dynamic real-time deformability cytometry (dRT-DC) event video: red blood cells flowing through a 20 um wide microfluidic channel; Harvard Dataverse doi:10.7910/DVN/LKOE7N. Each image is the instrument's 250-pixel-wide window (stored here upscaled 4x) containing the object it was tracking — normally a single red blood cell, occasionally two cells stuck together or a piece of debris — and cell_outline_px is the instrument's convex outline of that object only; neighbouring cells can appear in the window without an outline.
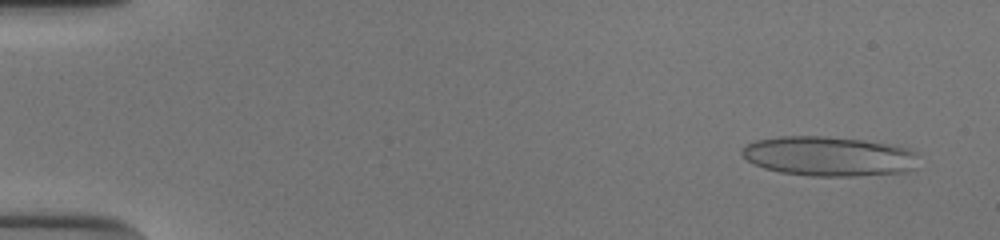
{"species": "human", "species_latin": "Homo sapiens", "temperature_condition": "cold", "stored_images_in_passage": 54, "camera_frame_rate_fps": 3000, "um_per_image_px": 0.085, "donor": {"sex": "male"}, "frame": {"image": 1, "passage_image": 4, "time_ms": 1.0, "image_size_px": [1000, 240], "cell_outline_px": [[916, 152], [912, 168], [904, 172], [852, 176], [812, 176], [780, 172], [764, 168], [752, 164], [740, 152], [748, 144], [756, 140], [780, 136], [824, 136], [864, 140], [904, 148]], "centroid_in_image_um": [70.36, 13.28], "position_along_channel_um": 14.6, "area_um2": 40.23}}
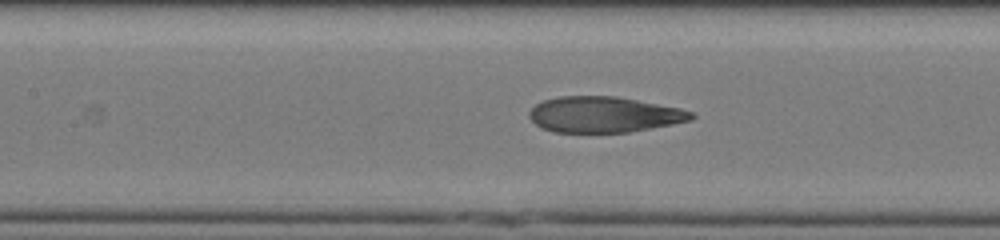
{"frame": {"image": 2, "passage_image": 26, "time_ms": 8.333, "image_size_px": [1000, 240], "cell_outline_px": [[696, 116], [692, 120], [672, 124], [628, 132], [552, 132], [540, 128], [528, 116], [528, 112], [536, 104], [544, 100], [560, 96], [616, 96], [680, 108], [692, 112]], "centroid_in_image_um": [51.32, 9.73], "position_along_channel_um": 156.1, "area_um2": 33.76}}
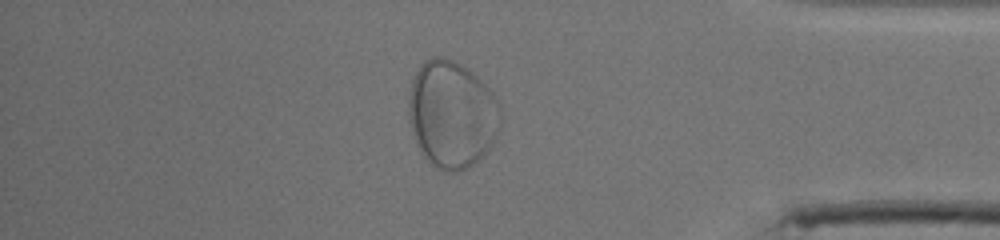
{"frame": {"image": 3, "passage_image": 47, "time_ms": 15.333, "image_size_px": [1000, 240], "cell_outline_px": [[500, 120], [496, 136], [492, 144], [484, 156], [480, 160], [468, 168], [456, 172], [452, 172], [436, 168], [420, 152], [412, 132], [408, 120], [408, 96], [412, 80], [420, 64], [424, 60], [436, 56], [444, 56], [468, 68], [492, 92], [500, 104]], "centroid_in_image_um": [38.39, 9.72], "position_along_channel_um": 396.8, "area_um2": 57.86}}